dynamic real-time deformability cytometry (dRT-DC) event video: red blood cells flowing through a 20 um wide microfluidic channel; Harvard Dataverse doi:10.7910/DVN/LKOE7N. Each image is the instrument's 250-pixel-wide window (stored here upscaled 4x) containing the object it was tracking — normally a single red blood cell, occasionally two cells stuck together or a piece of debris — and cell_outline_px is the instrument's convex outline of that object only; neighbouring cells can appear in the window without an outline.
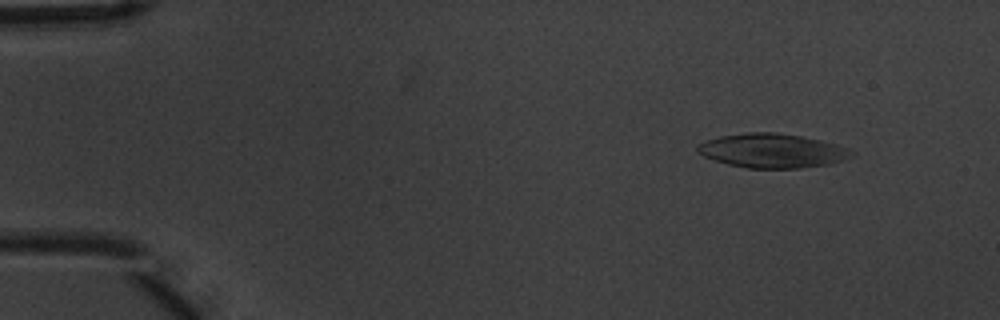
{"species": "common noctule bat (a hibernating species)", "species_latin": "Nyctalus noctula", "temperature_condition": "warm", "stored_images_in_passage": 5, "camera_frame_rate_fps": 3000, "um_per_image_px": 0.085, "animal": {"sex": "male", "body_mass_g": 20.1, "forearm_length_mm": 53.5}, "frame": {"image": 1, "passage_image": 2, "time_ms": 0.333, "image_size_px": [1000, 320], "cell_outline_px": [[856, 156], [828, 164], [800, 168], [748, 168], [728, 164], [704, 156], [696, 152], [696, 148], [700, 144], [708, 140], [720, 136], [748, 132], [776, 132], [800, 136], [820, 140], [836, 144], [848, 148], [856, 152]], "centroid_in_image_um": [65.68, 12.81], "position_along_channel_um": 19.3, "area_um2": 30.58}}
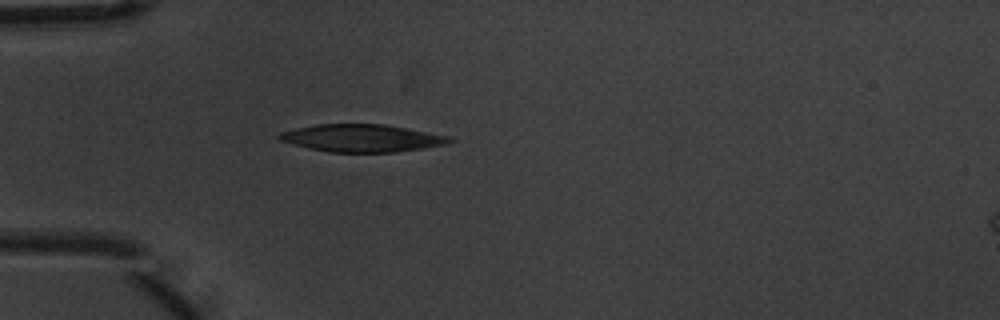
{"frame": {"image": 2, "passage_image": 5, "time_ms": 1.333, "image_size_px": [1000, 320], "cell_outline_px": [[456, 140], [448, 144], [424, 148], [396, 152], [332, 152], [308, 148], [292, 144], [280, 140], [276, 136], [280, 132], [296, 128], [316, 124], [384, 124], [448, 136]], "centroid_in_image_um": [30.75, 11.74], "position_along_channel_um": 54.2, "area_um2": 27.22}}